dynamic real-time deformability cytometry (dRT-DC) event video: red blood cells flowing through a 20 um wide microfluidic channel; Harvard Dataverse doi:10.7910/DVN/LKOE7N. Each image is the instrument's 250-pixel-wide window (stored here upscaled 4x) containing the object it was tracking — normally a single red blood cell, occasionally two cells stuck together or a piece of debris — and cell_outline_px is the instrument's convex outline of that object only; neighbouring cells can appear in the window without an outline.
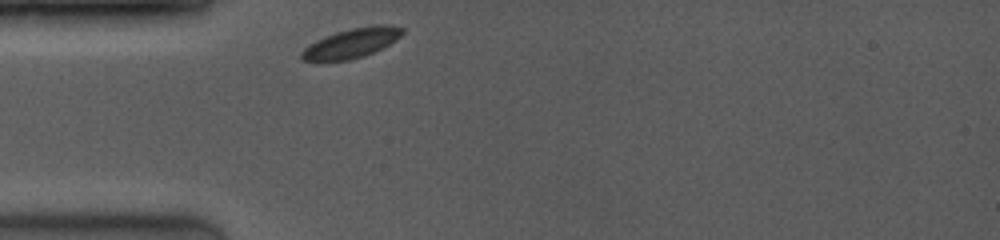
{"species": "common noctule bat (a hibernating species)", "species_latin": "Nyctalus noctula", "temperature_condition": "room temperature", "stored_images_in_passage": 38, "camera_frame_rate_fps": 4000, "um_per_image_px": 0.085, "animal": {"sex": "female", "body_mass_g": 19.0, "forearm_length_mm": 53.3}, "frame": {"image": 1, "passage_image": 1, "time_ms": 0.0, "image_size_px": [1000, 240], "cell_outline_px": [[404, 32], [396, 40], [364, 56], [348, 60], [304, 60], [300, 56], [300, 52], [304, 48], [336, 32], [352, 28], [384, 24], [404, 28]], "centroid_in_image_um": [29.92, 3.66], "position_along_channel_um": 55.1, "area_um2": 16.7}}
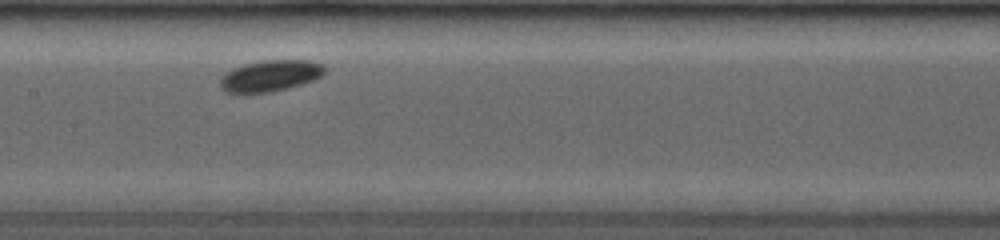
{"frame": {"image": 2, "passage_image": 15, "time_ms": 3.5, "image_size_px": [1000, 240], "cell_outline_px": [[324, 72], [320, 76], [312, 80], [300, 84], [268, 92], [228, 92], [220, 84], [220, 80], [228, 72], [244, 64], [264, 60], [308, 60], [320, 64], [324, 68]], "centroid_in_image_um": [22.99, 6.42], "position_along_channel_um": 184.4, "area_um2": 18.21}}
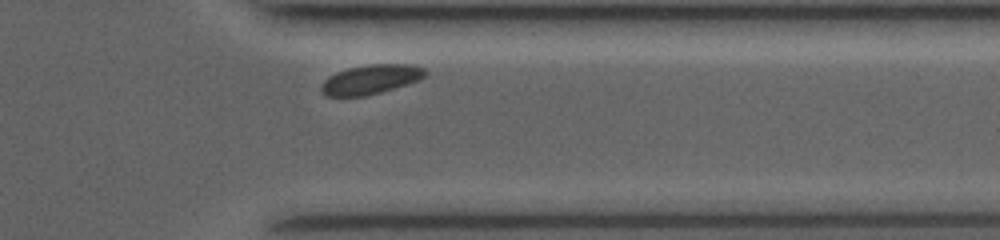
{"frame": {"image": 3, "passage_image": 35, "time_ms": 8.5, "image_size_px": [1000, 240], "cell_outline_px": [[428, 72], [420, 80], [380, 92], [364, 96], [328, 96], [320, 88], [324, 80], [336, 72], [348, 68], [368, 64], [412, 64], [424, 68]], "centroid_in_image_um": [31.55, 6.73], "position_along_channel_um": 379.9, "area_um2": 17.69}, "authors_computed_cell_mechanics": {"area_um2": 17.6579, "velocity_mm_per_s": 3.8736, "shape_relaxation_time_tau1_ms": 2.357, "shape_relaxation_time_tau2_ms": null, "deformation_change_tau1": 0.0952, "deformation_change_tau2": null}}